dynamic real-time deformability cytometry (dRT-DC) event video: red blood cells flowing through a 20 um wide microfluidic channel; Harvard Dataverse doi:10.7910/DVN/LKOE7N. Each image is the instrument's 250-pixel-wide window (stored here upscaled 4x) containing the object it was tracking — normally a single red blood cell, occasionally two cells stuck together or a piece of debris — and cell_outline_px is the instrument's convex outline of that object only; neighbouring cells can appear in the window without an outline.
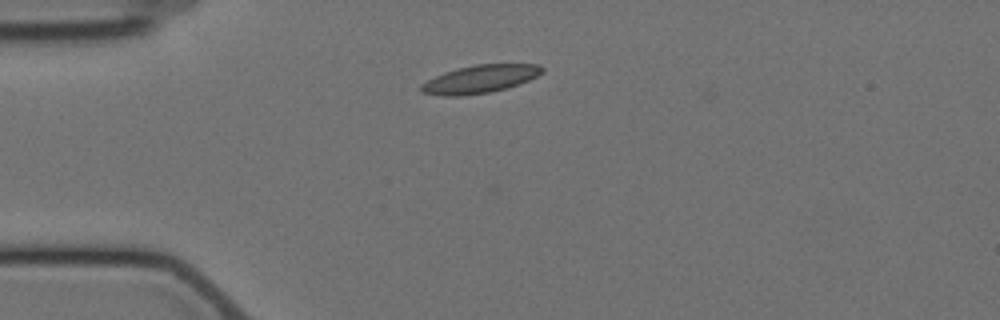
{"species": "Egyptian fruit bat (a non-hibernating species)", "species_latin": "Rousettus aegyptiacus", "temperature_condition": "cold", "stored_images_in_passage": 4, "camera_frame_rate_fps": 3000, "um_per_image_px": 0.085, "animal": {"sex": "female"}, "frame": {"image": 1, "passage_image": 1, "time_ms": 0.0, "image_size_px": [1000, 320], "cell_outline_px": [[544, 72], [520, 84], [488, 92], [460, 96], [444, 96], [420, 92], [420, 84], [444, 72], [456, 68], [476, 64], [536, 64], [544, 68]], "centroid_in_image_um": [40.78, 6.71], "position_along_channel_um": 44.2, "area_um2": 19.59}}
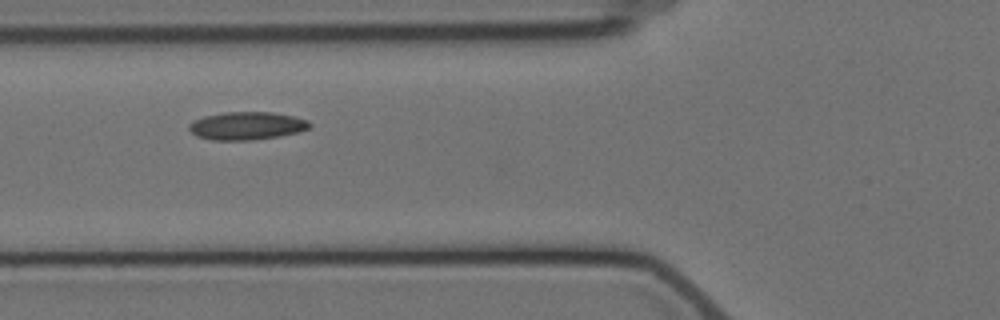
{"frame": {"image": 2, "passage_image": 3, "time_ms": 2.333, "image_size_px": [1000, 320], "cell_outline_px": [[312, 124], [308, 128], [296, 132], [280, 136], [252, 140], [212, 140], [196, 136], [188, 128], [188, 124], [192, 120], [204, 116], [224, 112], [272, 112], [292, 116], [308, 120]], "centroid_in_image_um": [20.93, 10.69], "position_along_channel_um": 104.9, "area_um2": 19.65}}
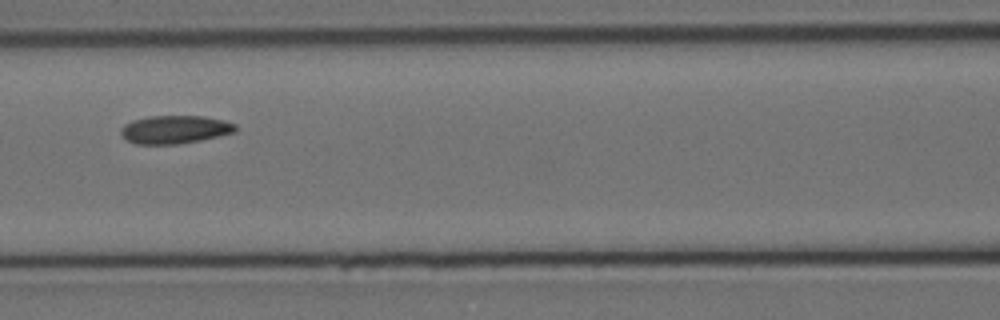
{"frame": {"image": 3, "passage_image": 4, "time_ms": 3.667, "image_size_px": [1000, 320], "cell_outline_px": [[236, 132], [220, 136], [200, 140], [176, 144], [136, 144], [128, 140], [120, 132], [120, 128], [124, 124], [132, 120], [148, 116], [204, 116], [224, 120], [236, 124]], "centroid_in_image_um": [14.87, 11.0], "position_along_channel_um": 151.7, "area_um2": 18.84}}